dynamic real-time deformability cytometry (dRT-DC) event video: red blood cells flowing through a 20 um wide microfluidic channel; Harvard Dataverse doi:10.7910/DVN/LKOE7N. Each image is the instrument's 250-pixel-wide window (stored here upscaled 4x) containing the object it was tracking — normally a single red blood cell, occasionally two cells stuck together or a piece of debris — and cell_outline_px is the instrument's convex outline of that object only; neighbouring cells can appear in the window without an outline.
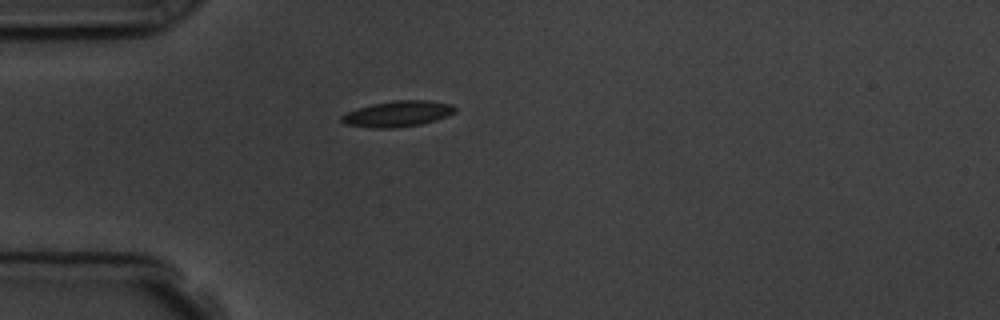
{"species": "common noctule bat (a hibernating species)", "species_latin": "Nyctalus noctula", "temperature_condition": "room temperature", "stored_images_in_passage": 3, "camera_frame_rate_fps": 3000, "um_per_image_px": 0.085, "animal": {"sex": "male", "body_mass_g": 19.5, "forearm_length_mm": 54.6}, "frame": {"image": 1, "passage_image": 3, "time_ms": 2.333, "image_size_px": [1000, 320], "cell_outline_px": [[456, 112], [436, 120], [420, 124], [392, 128], [372, 128], [344, 124], [340, 120], [340, 116], [356, 108], [372, 104], [396, 100], [428, 100], [452, 104], [456, 108]], "centroid_in_image_um": [33.79, 9.67], "position_along_channel_um": 51.2, "area_um2": 17.11}}